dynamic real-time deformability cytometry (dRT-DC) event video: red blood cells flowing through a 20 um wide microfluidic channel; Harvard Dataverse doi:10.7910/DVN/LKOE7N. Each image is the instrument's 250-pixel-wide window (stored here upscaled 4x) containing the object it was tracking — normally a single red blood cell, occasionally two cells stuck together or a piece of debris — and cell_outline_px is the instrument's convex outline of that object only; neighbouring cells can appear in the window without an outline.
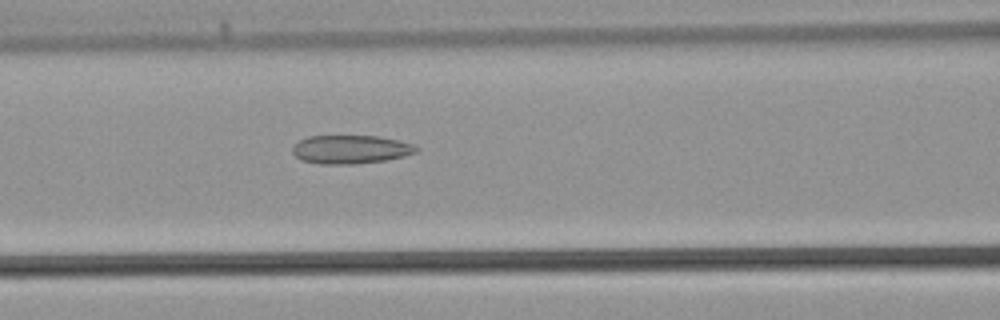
{"species": "common noctule bat (a hibernating species)", "species_latin": "Nyctalus noctula", "temperature_condition": "warm", "stored_images_in_passage": 31, "camera_frame_rate_fps": 3000, "um_per_image_px": 0.085, "animal": {"sex": "male", "body_mass_g": 21.5, "forearm_length_mm": 52.0}, "frame": {"image": 1, "passage_image": 7, "time_ms": 2.0, "image_size_px": [1000, 320], "cell_outline_px": [[420, 148], [416, 152], [404, 156], [384, 160], [352, 164], [320, 164], [304, 160], [296, 156], [292, 152], [292, 148], [300, 140], [308, 136], [376, 136], [400, 140], [412, 144]], "centroid_in_image_um": [29.82, 12.69], "position_along_channel_um": 136.8, "area_um2": 20.4}}
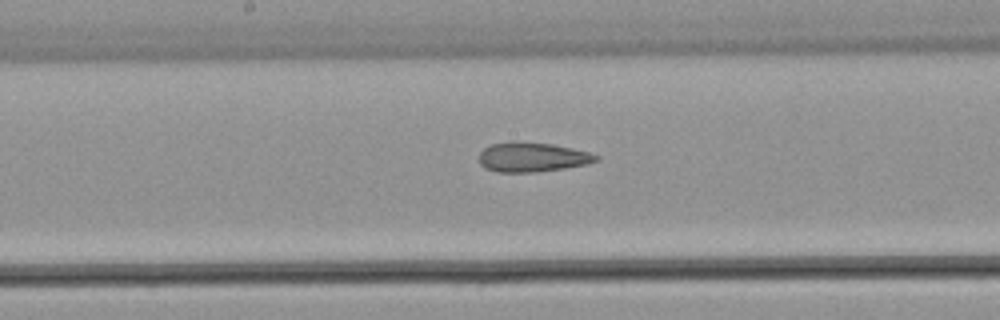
{"frame": {"image": 2, "passage_image": 11, "time_ms": 3.333, "image_size_px": [1000, 320], "cell_outline_px": [[600, 160], [588, 164], [564, 168], [536, 172], [496, 172], [484, 168], [480, 164], [480, 152], [484, 148], [492, 144], [552, 144], [572, 148], [588, 152], [600, 156]], "centroid_in_image_um": [45.29, 13.4], "position_along_channel_um": 202.9, "area_um2": 19.48}}
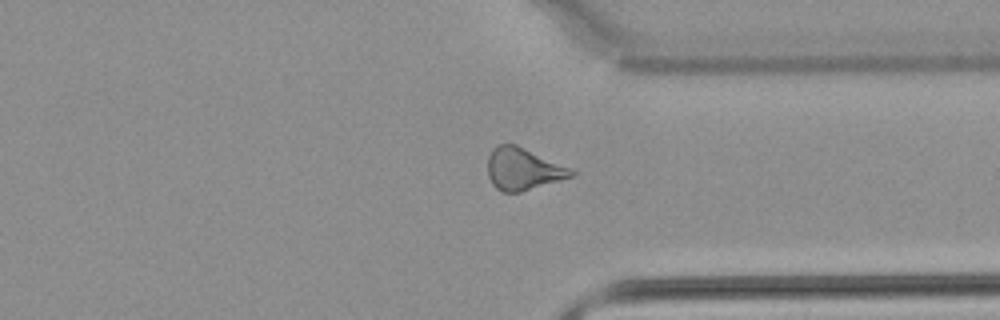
{"frame": {"image": 3, "passage_image": 21, "time_ms": 6.667, "image_size_px": [1000, 320], "cell_outline_px": [[576, 172], [572, 176], [560, 180], [520, 192], [500, 192], [492, 184], [488, 176], [488, 156], [492, 148], [496, 144], [516, 144], [572, 168]], "centroid_in_image_um": [44.44, 14.35], "position_along_channel_um": 367.0, "area_um2": 20.58}}